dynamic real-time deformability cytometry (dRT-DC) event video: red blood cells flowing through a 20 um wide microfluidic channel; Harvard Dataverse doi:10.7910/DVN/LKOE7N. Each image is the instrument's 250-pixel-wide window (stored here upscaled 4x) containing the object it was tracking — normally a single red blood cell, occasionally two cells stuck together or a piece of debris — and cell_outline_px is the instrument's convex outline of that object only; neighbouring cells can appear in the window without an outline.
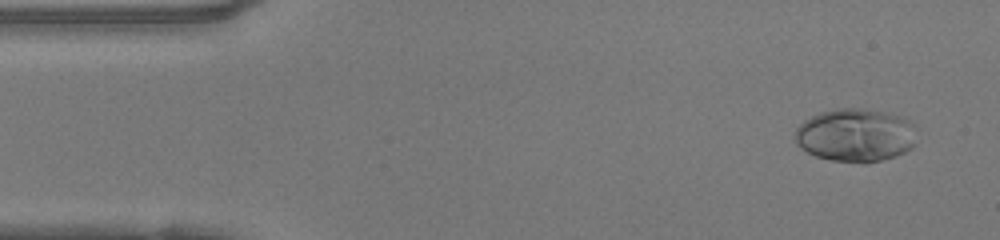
{"species": "human", "species_latin": "Homo sapiens", "temperature_condition": "warm", "stored_images_in_passage": 48, "camera_frame_rate_fps": 3000, "um_per_image_px": 0.085, "donor": {"sex": "female"}, "frame": {"image": 1, "passage_image": 3, "time_ms": 0.667, "image_size_px": [1000, 240], "cell_outline_px": [[916, 124], [912, 148], [896, 156], [864, 164], [832, 160], [816, 156], [800, 148], [796, 144], [796, 128], [804, 120], [820, 112], [840, 108], [856, 108], [884, 112], [908, 116]], "centroid_in_image_um": [72.75, 11.48], "position_along_channel_um": 12.2, "area_um2": 38.09}}
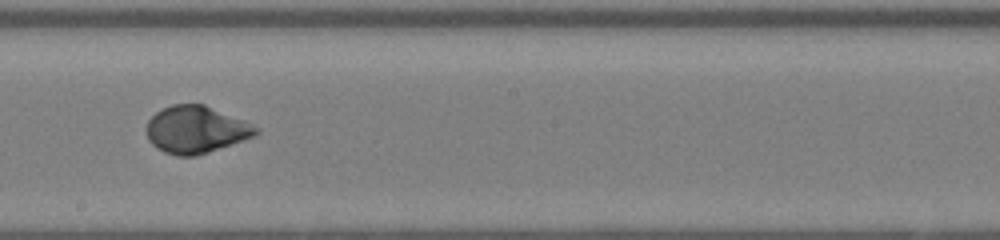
{"frame": {"image": 2, "passage_image": 26, "time_ms": 8.333, "image_size_px": [1000, 240], "cell_outline_px": [[260, 132], [256, 136], [196, 156], [176, 156], [164, 152], [156, 148], [148, 140], [144, 128], [148, 120], [156, 112], [172, 104], [204, 104], [244, 120], [260, 128]], "centroid_in_image_um": [16.64, 11.02], "position_along_channel_um": 231.6, "area_um2": 30.4}}
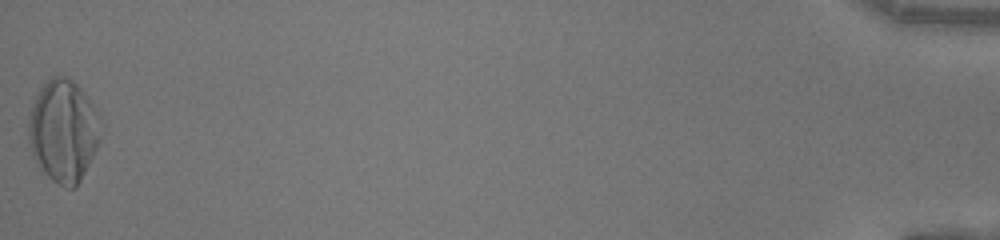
{"frame": {"image": 3, "passage_image": 48, "time_ms": 15.667, "image_size_px": [1000, 240], "cell_outline_px": [[100, 140], [76, 188], [64, 188], [40, 172], [32, 156], [28, 140], [28, 112], [40, 88], [52, 76], [68, 76], [88, 96], [100, 112]], "centroid_in_image_um": [5.36, 11.12], "position_along_channel_um": 429.8, "area_um2": 43.7}, "authors_computed_cell_mechanics": {"area_um2": 30.4895, "velocity_mm_per_s": 4.1829, "shape_relaxation_time_tau1_ms": 4.6313, "shape_relaxation_time_tau2_ms": null, "deformation_change_tau1": 0.2368, "deformation_change_tau2": null}}